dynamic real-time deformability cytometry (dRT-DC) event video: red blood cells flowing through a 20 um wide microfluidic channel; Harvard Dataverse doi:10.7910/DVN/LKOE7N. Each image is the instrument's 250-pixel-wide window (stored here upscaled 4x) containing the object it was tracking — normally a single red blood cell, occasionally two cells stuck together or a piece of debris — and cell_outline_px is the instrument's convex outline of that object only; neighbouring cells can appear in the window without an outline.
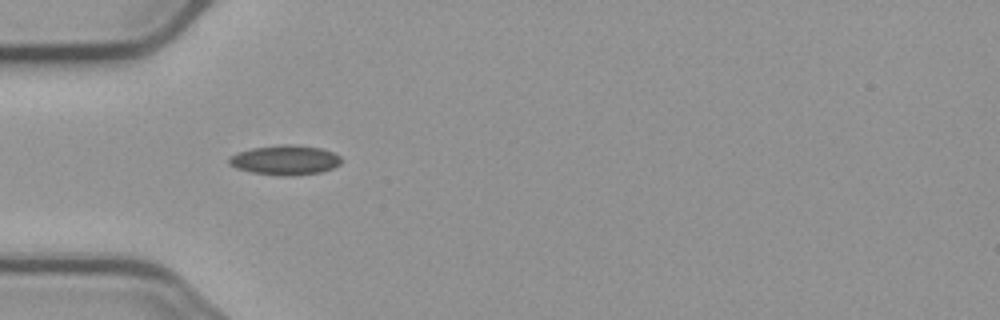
{"species": "common noctule bat (a hibernating species)", "species_latin": "Nyctalus noctula", "temperature_condition": "cold", "stored_images_in_passage": 4, "camera_frame_rate_fps": 3000, "um_per_image_px": 0.085, "animal": {"sex": "male", "body_mass_g": 23.1, "forearm_length_mm": 52.7}, "frame": {"image": 1, "passage_image": 2, "time_ms": 1.667, "image_size_px": [1000, 320], "cell_outline_px": [[340, 164], [332, 168], [320, 172], [292, 176], [280, 176], [252, 172], [236, 168], [228, 164], [228, 160], [232, 156], [240, 152], [252, 148], [284, 144], [292, 144], [320, 148], [332, 152], [340, 156]], "centroid_in_image_um": [24.23, 13.61], "position_along_channel_um": 60.8, "area_um2": 19.25}}
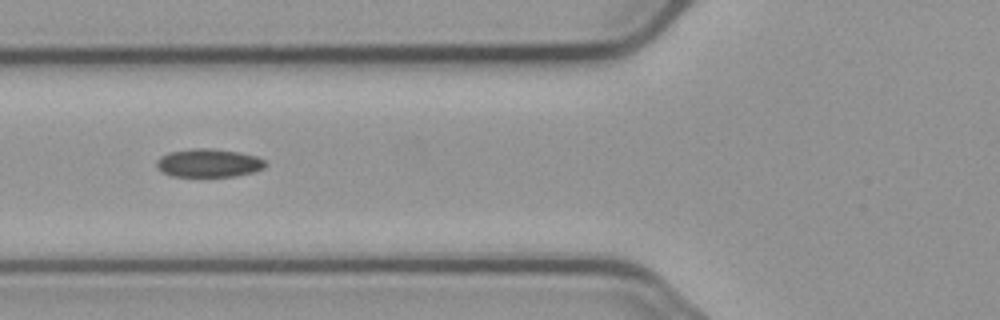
{"frame": {"image": 2, "passage_image": 3, "time_ms": 3.0, "image_size_px": [1000, 320], "cell_outline_px": [[268, 164], [264, 168], [252, 172], [236, 176], [172, 176], [160, 172], [156, 168], [156, 160], [160, 156], [168, 152], [192, 148], [212, 148], [236, 152], [256, 156], [264, 160]], "centroid_in_image_um": [17.69, 13.85], "position_along_channel_um": 108.1, "area_um2": 18.09}}
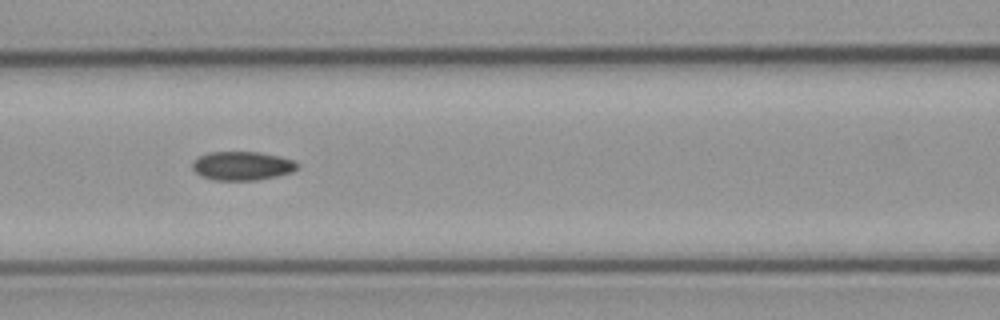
{"frame": {"image": 3, "passage_image": 4, "time_ms": 4.0, "image_size_px": [1000, 320], "cell_outline_px": [[300, 164], [292, 172], [276, 176], [256, 180], [216, 180], [200, 176], [192, 168], [192, 160], [208, 152], [256, 152], [280, 156], [292, 160]], "centroid_in_image_um": [20.56, 14.09], "position_along_channel_um": 146.0, "area_um2": 17.57}}